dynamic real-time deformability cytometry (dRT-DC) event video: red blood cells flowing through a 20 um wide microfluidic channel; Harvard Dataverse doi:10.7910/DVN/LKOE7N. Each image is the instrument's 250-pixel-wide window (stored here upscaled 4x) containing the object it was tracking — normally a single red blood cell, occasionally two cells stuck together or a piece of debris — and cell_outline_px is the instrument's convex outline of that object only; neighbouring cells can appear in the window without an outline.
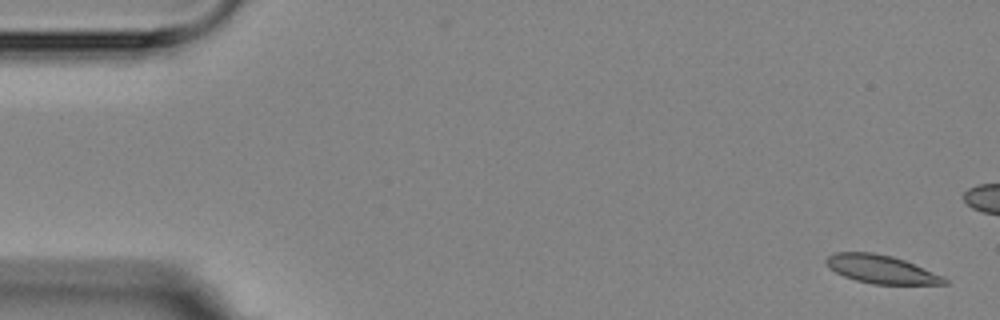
{"species": "Egyptian fruit bat (a non-hibernating species)", "species_latin": "Rousettus aegyptiacus", "temperature_condition": "room temperature", "stored_images_in_passage": 4, "camera_frame_rate_fps": 3000, "um_per_image_px": 0.085, "animal": {"sex": "female"}, "frame": {"image": 1, "passage_image": 1, "time_ms": 0.0, "image_size_px": [1000, 320], "cell_outline_px": [[948, 284], [872, 284], [856, 280], [844, 276], [828, 268], [824, 260], [828, 256], [836, 252], [872, 252], [892, 256], [904, 260], [944, 276], [948, 280]], "centroid_in_image_um": [74.89, 22.88], "position_along_channel_um": 10.1, "area_um2": 19.48}}